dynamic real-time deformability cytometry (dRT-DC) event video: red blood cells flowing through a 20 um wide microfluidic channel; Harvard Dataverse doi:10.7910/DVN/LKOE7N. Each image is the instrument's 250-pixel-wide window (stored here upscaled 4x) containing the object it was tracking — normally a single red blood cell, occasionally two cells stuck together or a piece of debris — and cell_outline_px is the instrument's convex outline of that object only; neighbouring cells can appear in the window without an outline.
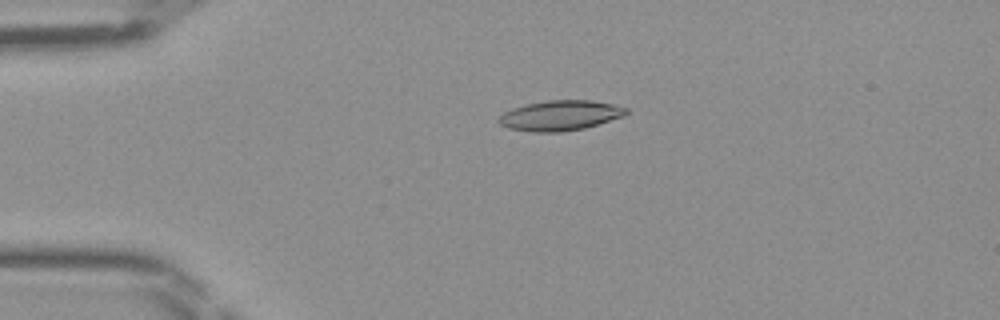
{"species": "Egyptian fruit bat (a non-hibernating species)", "species_latin": "Rousettus aegyptiacus", "temperature_condition": "room temperature", "stored_images_in_passage": 47, "camera_frame_rate_fps": 3000, "um_per_image_px": 0.085, "frame": {"image": 1, "passage_image": 11, "time_ms": 3.333, "image_size_px": [1000, 320], "cell_outline_px": [[628, 112], [624, 116], [584, 128], [560, 132], [532, 132], [508, 128], [500, 124], [496, 120], [504, 112], [512, 108], [528, 104], [548, 100], [592, 100], [612, 104], [628, 108]], "centroid_in_image_um": [47.61, 9.82], "position_along_channel_um": 37.4, "area_um2": 22.31}}
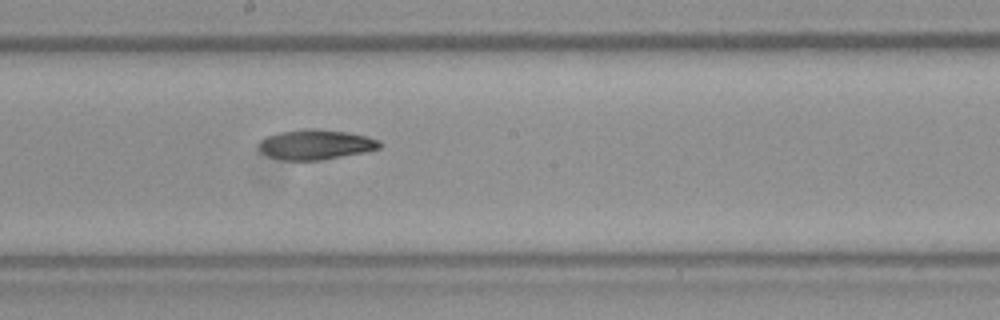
{"frame": {"image": 2, "passage_image": 26, "time_ms": 8.333, "image_size_px": [1000, 320], "cell_outline_px": [[380, 148], [364, 152], [320, 160], [284, 160], [268, 156], [260, 152], [260, 140], [268, 136], [280, 132], [304, 128], [316, 128], [348, 132], [380, 140]], "centroid_in_image_um": [26.82, 12.28], "position_along_channel_um": 221.4, "area_um2": 20.98}}
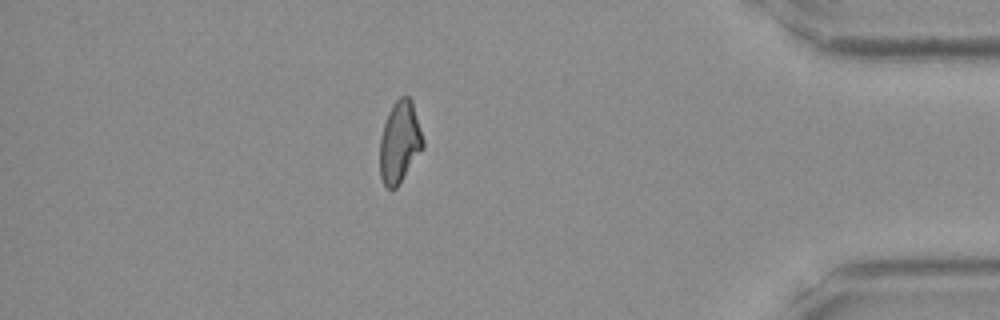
{"frame": {"image": 3, "passage_image": 41, "time_ms": 13.333, "image_size_px": [1000, 320], "cell_outline_px": [[424, 148], [396, 188], [388, 188], [384, 184], [380, 176], [380, 136], [388, 112], [392, 104], [400, 96], [408, 96], [412, 100], [424, 140]], "centroid_in_image_um": [33.98, 12.06], "position_along_channel_um": 401.2, "area_um2": 20.58}}